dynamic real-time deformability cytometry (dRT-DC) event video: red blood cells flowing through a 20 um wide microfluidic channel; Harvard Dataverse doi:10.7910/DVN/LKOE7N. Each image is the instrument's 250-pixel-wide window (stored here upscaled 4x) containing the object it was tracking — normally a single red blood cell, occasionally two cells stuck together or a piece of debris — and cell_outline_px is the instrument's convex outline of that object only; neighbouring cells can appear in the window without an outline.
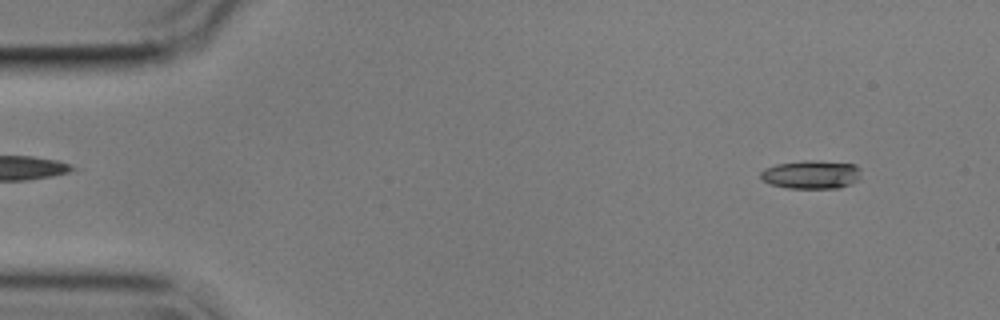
{"species": "common noctule bat (a hibernating species)", "species_latin": "Nyctalus noctula", "temperature_condition": "cold", "stored_images_in_passage": 57, "camera_frame_rate_fps": 3000, "um_per_image_px": 0.085, "animal": {"sex": "male", "body_mass_g": 17.9}, "frame": {"image": 1, "passage_image": 6, "time_ms": 1.667, "image_size_px": [1000, 320], "cell_outline_px": [[860, 180], [852, 184], [840, 188], [788, 188], [772, 184], [764, 180], [760, 176], [760, 172], [764, 168], [776, 164], [804, 160], [812, 160], [856, 164], [860, 168]], "centroid_in_image_um": [69.0, 14.83], "position_along_channel_um": 16.0, "area_um2": 16.82}}
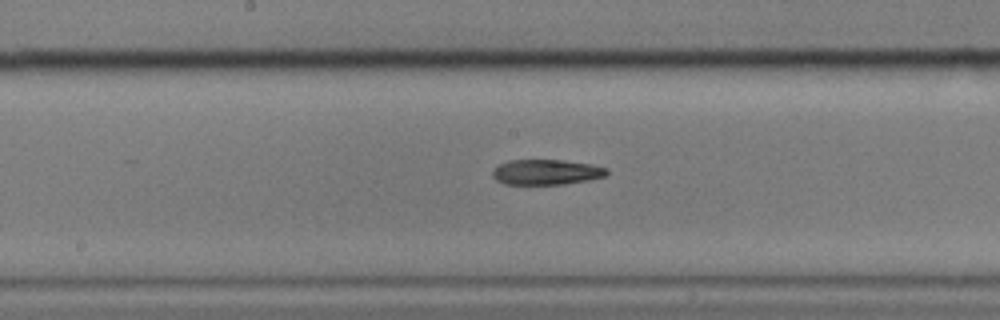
{"frame": {"image": 2, "passage_image": 30, "time_ms": 9.667, "image_size_px": [1000, 320], "cell_outline_px": [[608, 172], [604, 176], [588, 180], [564, 184], [504, 184], [496, 180], [492, 176], [492, 172], [500, 164], [508, 160], [564, 160], [592, 164], [608, 168]], "centroid_in_image_um": [46.44, 14.62], "position_along_channel_um": 201.8, "area_um2": 16.82}}
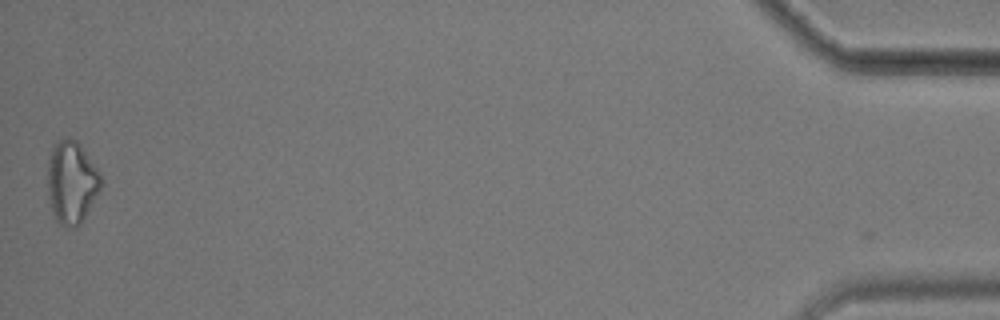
{"frame": {"image": 3, "passage_image": 57, "time_ms": 18.667, "image_size_px": [1000, 320], "cell_outline_px": [[104, 180], [100, 188], [80, 224], [76, 228], [72, 228], [60, 224], [56, 220], [52, 212], [48, 196], [48, 160], [52, 144], [64, 136], [68, 136], [76, 140], [96, 168]], "centroid_in_image_um": [6.06, 15.47], "position_along_channel_um": 429.1, "area_um2": 25.61}, "authors_computed_cell_mechanics": {"area_um2": 17.3978, "velocity_mm_per_s": 3.5503, "shape_relaxation_time_tau1_ms": 6.0034, "shape_relaxation_time_tau2_ms": 10.6168, "deformation_change_tau1": 0.1996, "deformation_change_tau2": 0.2321}}